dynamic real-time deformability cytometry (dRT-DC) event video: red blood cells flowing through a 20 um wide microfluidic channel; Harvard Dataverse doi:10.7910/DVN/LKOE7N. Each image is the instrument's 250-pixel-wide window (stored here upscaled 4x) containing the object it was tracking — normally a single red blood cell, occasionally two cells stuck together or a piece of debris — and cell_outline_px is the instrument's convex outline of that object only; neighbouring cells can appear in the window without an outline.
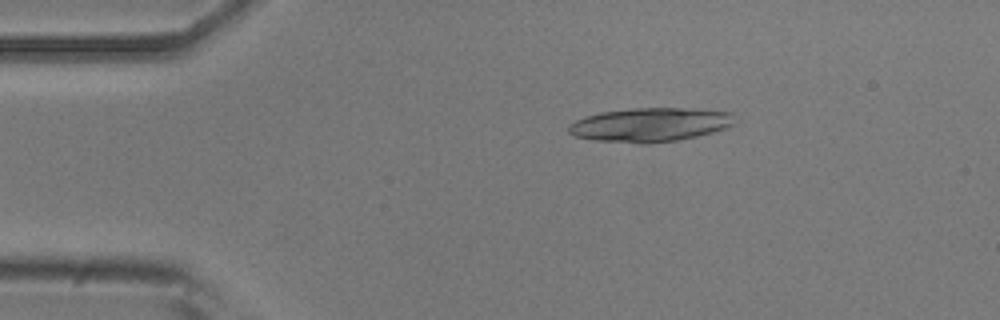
{"species": "common noctule bat (a hibernating species)", "species_latin": "Nyctalus noctula", "temperature_condition": "room temperature", "stored_images_in_passage": 11, "camera_frame_rate_fps": 3000, "um_per_image_px": 0.085, "animal": {"sex": "male", "body_mass_g": 20.5, "forearm_length_mm": 52.5}, "frame": {"image": 1, "passage_image": 1, "time_ms": 0.0, "image_size_px": [1000, 320], "cell_outline_px": [[736, 124], [712, 132], [696, 136], [676, 140], [648, 144], [640, 144], [596, 140], [576, 136], [568, 132], [568, 124], [584, 116], [600, 112], [632, 108], [692, 108], [732, 112]], "centroid_in_image_um": [55.26, 10.59], "position_along_channel_um": 29.7, "area_um2": 33.0}}